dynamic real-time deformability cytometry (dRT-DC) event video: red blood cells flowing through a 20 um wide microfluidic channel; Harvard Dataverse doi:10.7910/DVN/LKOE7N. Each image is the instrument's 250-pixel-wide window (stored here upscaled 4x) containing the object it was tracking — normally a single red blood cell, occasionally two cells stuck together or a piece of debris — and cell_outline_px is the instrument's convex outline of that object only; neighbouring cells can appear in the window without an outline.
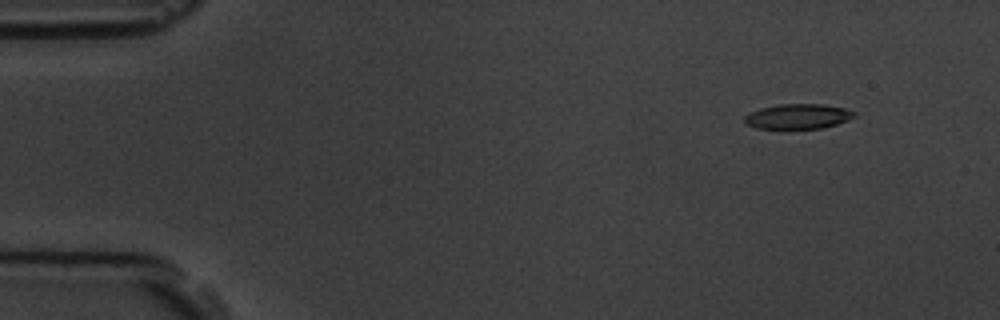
{"species": "common noctule bat (a hibernating species)", "species_latin": "Nyctalus noctula", "temperature_condition": "room temperature", "stored_images_in_passage": 5, "camera_frame_rate_fps": 3000, "um_per_image_px": 0.085, "animal": {"sex": "male", "body_mass_g": 19.5, "forearm_length_mm": 54.6}, "frame": {"image": 1, "passage_image": 1, "time_ms": 0.0, "image_size_px": [1000, 320], "cell_outline_px": [[856, 116], [848, 120], [824, 128], [756, 128], [748, 124], [744, 120], [744, 116], [760, 108], [780, 104], [824, 104], [844, 108], [856, 112]], "centroid_in_image_um": [67.87, 9.88], "position_along_channel_um": 17.1, "area_um2": 15.84}}